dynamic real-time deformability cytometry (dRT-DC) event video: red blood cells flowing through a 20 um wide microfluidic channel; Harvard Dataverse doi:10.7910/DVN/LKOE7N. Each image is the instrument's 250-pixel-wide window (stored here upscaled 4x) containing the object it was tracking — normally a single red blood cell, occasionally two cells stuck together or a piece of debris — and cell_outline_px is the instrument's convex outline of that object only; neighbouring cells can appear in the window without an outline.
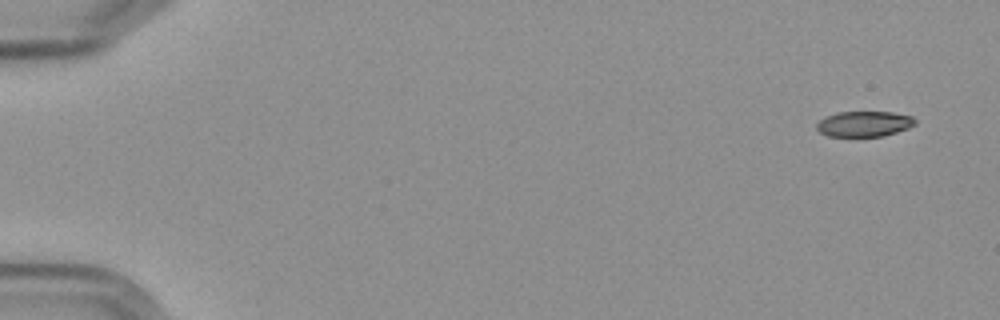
{"species": "Egyptian fruit bat (a non-hibernating species)", "species_latin": "Rousettus aegyptiacus", "temperature_condition": "cold", "stored_images_in_passage": 6, "segment_of_instrument_passage": [1, 2], "camera_frame_rate_fps": 3000, "um_per_image_px": 0.085, "frame": {"image": 1, "passage_image": 1, "time_ms": 0.0, "image_size_px": [1000, 320], "cell_outline_px": [[916, 124], [908, 128], [884, 136], [828, 136], [820, 132], [816, 128], [816, 124], [824, 116], [836, 112], [892, 112], [912, 116], [916, 120]], "centroid_in_image_um": [73.44, 10.52], "position_along_channel_um": 11.6, "area_um2": 14.68}}